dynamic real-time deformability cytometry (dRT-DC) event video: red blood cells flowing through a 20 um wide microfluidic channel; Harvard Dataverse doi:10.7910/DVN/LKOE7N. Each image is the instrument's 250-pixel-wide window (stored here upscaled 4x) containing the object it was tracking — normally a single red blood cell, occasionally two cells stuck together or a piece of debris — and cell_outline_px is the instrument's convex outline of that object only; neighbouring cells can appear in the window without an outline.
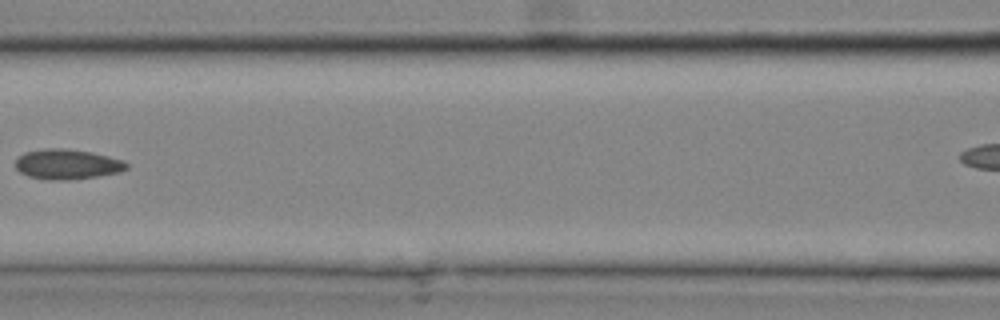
{"species": "common noctule bat (a hibernating species)", "species_latin": "Nyctalus noctula", "temperature_condition": "cold", "stored_images_in_passage": 16, "camera_frame_rate_fps": 3000, "um_per_image_px": 0.085, "animal": {"sex": "male", "body_mass_g": 20.4}, "frame": {"image": 1, "passage_image": 5, "time_ms": 1.333, "image_size_px": [1000, 320], "cell_outline_px": [[128, 168], [120, 172], [72, 180], [48, 180], [28, 176], [20, 172], [16, 168], [16, 160], [24, 152], [44, 148], [64, 148], [92, 152], [124, 160], [128, 164]], "centroid_in_image_um": [5.72, 13.96], "position_along_channel_um": 160.9, "area_um2": 19.59}}
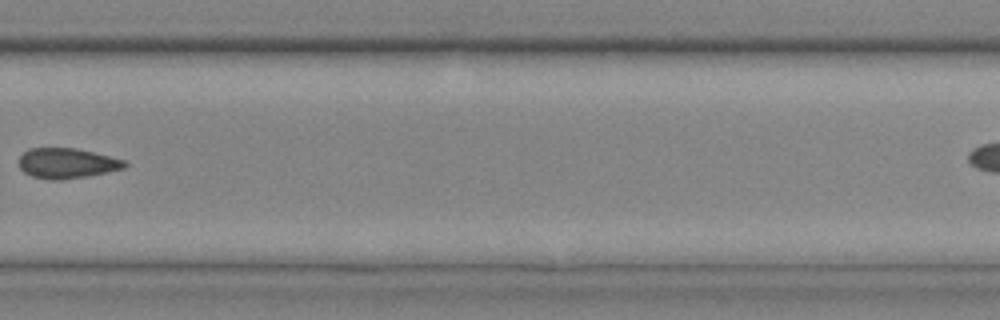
{"frame": {"image": 2, "passage_image": 12, "time_ms": 3.667, "image_size_px": [1000, 320], "cell_outline_px": [[128, 164], [124, 168], [88, 176], [60, 180], [48, 180], [32, 176], [24, 172], [20, 168], [20, 156], [28, 148], [76, 148], [124, 160]], "centroid_in_image_um": [5.66, 13.88], "position_along_channel_um": 324.1, "area_um2": 18.5}}